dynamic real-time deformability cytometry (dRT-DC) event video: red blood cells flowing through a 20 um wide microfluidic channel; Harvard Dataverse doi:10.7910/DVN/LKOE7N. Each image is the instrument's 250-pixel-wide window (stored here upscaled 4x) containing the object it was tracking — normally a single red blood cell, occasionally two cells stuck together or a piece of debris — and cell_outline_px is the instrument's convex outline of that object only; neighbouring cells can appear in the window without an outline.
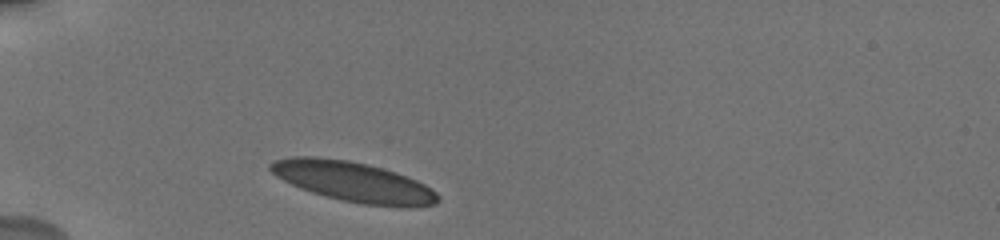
{"species": "human", "species_latin": "Homo sapiens", "temperature_condition": "cold", "stored_images_in_passage": 19, "camera_frame_rate_fps": 3000, "um_per_image_px": 0.085, "donor": {"sex": "male"}, "frame": {"image": 1, "passage_image": 1, "time_ms": 0.0, "image_size_px": [1000, 240], "cell_outline_px": [[440, 200], [436, 204], [364, 204], [324, 196], [300, 188], [276, 176], [268, 168], [268, 164], [276, 160], [292, 156], [312, 156], [348, 160], [396, 172], [416, 180], [432, 188], [440, 196]], "centroid_in_image_um": [29.95, 15.4], "position_along_channel_um": 55.1, "area_um2": 37.92}}
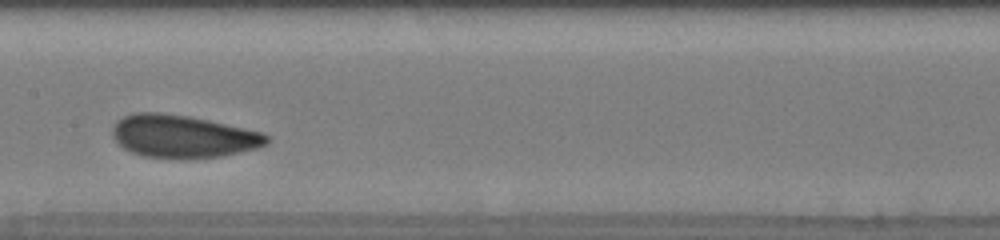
{"frame": {"image": 2, "passage_image": 7, "time_ms": 4.333, "image_size_px": [1000, 240], "cell_outline_px": [[268, 144], [260, 148], [220, 156], [144, 156], [132, 152], [124, 148], [112, 136], [112, 128], [116, 120], [124, 116], [136, 112], [160, 112], [188, 116], [208, 120], [260, 132], [268, 136]], "centroid_in_image_um": [15.52, 11.55], "position_along_channel_um": 191.9, "area_um2": 37.45}}
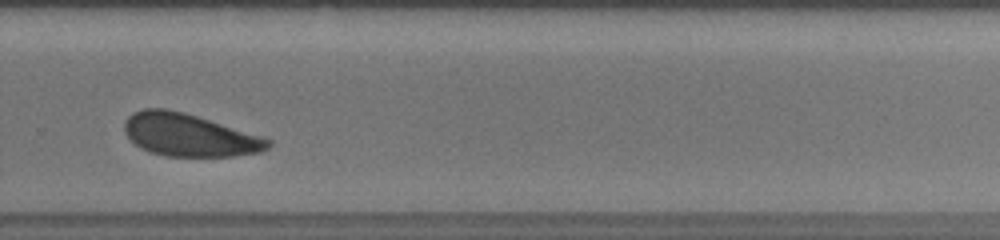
{"frame": {"image": 3, "passage_image": 15, "time_ms": 7.667, "image_size_px": [1000, 240], "cell_outline_px": [[272, 144], [268, 148], [260, 152], [236, 156], [168, 156], [152, 152], [140, 148], [124, 132], [124, 120], [132, 112], [144, 108], [168, 108], [184, 112], [264, 136], [272, 140]], "centroid_in_image_um": [16.1, 11.46], "position_along_channel_um": 313.7, "area_um2": 35.89}, "authors_computed_cell_mechanics": {"area_um2": 37.4544, "velocity_mm_per_s": 3.668, "shape_relaxation_time_tau1_ms": 3.3236, "shape_relaxation_time_tau2_ms": 3.0339, "deformation_change_tau1": 0.0861, "deformation_change_tau2": 0.0613}}